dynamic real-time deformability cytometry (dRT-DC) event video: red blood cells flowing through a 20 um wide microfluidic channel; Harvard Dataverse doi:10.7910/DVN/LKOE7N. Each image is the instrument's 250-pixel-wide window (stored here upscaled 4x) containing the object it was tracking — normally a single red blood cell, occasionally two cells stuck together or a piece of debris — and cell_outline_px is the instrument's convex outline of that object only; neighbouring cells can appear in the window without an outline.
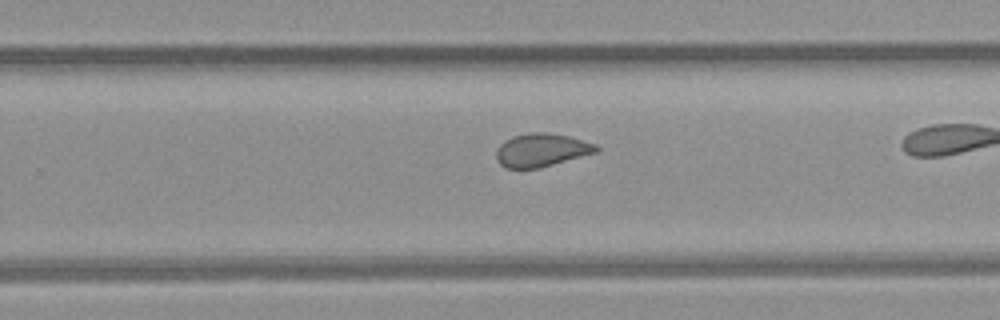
{"species": "common noctule bat (a hibernating species)", "species_latin": "Nyctalus noctula", "temperature_condition": "room temperature", "stored_images_in_passage": 13, "camera_frame_rate_fps": 3000, "um_per_image_px": 0.085, "animal": {"sex": "female", "body_mass_g": 21.9}, "frame": {"image": 1, "passage_image": 11, "time_ms": 3.333, "image_size_px": [1000, 320], "cell_outline_px": [[600, 148], [596, 152], [540, 168], [504, 168], [496, 160], [496, 148], [504, 140], [512, 136], [528, 132], [544, 132], [568, 136], [596, 144]], "centroid_in_image_um": [45.98, 12.75], "position_along_channel_um": 283.8, "area_um2": 19.42}}